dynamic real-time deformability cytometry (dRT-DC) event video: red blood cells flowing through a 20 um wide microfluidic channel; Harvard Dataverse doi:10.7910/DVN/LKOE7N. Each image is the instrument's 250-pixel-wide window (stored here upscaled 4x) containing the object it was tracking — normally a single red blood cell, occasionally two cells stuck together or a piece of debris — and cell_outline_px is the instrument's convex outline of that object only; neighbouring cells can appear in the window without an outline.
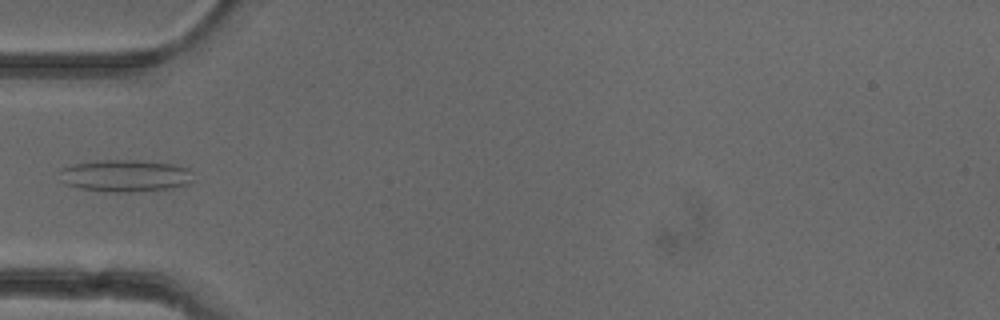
{"species": "common noctule bat (a hibernating species)", "species_latin": "Nyctalus noctula", "temperature_condition": "cold", "stored_images_in_passage": 4, "camera_frame_rate_fps": 3000, "um_per_image_px": 0.085, "animal": {"sex": "female"}, "frame": {"image": 1, "passage_image": 4, "time_ms": 1.0, "image_size_px": [1000, 320], "cell_outline_px": [[196, 180], [188, 184], [156, 192], [108, 192], [80, 188], [64, 184], [60, 180], [60, 168], [72, 164], [96, 160], [136, 160], [172, 164], [188, 168], [192, 172]], "centroid_in_image_um": [10.68, 14.95], "position_along_channel_um": 74.3, "area_um2": 25.72}}